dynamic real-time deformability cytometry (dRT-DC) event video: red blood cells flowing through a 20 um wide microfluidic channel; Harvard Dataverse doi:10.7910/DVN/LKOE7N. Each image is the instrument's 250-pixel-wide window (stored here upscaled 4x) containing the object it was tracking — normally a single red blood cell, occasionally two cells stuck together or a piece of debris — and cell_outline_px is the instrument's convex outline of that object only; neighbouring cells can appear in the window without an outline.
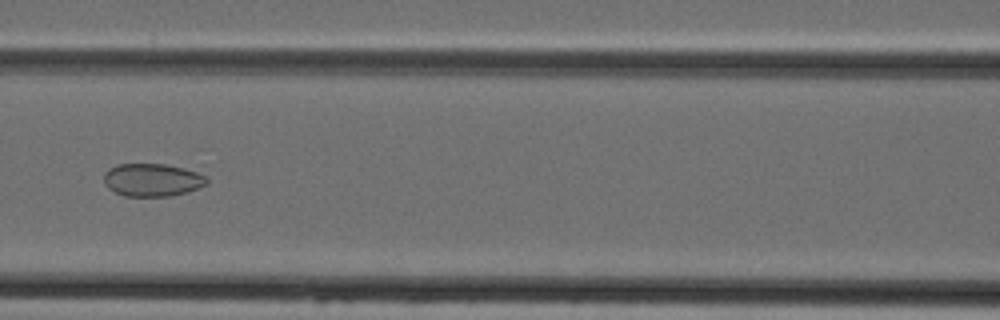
{"species": "Egyptian fruit bat (a non-hibernating species)", "species_latin": "Rousettus aegyptiacus", "temperature_condition": "cold", "stored_images_in_passage": 6, "camera_frame_rate_fps": 3000, "um_per_image_px": 0.085, "animal": {"sex": "female"}, "frame": {"image": 1, "passage_image": 6, "time_ms": 5.667, "image_size_px": [1000, 320], "cell_outline_px": [[208, 184], [200, 188], [188, 192], [168, 196], [124, 196], [108, 188], [104, 184], [104, 172], [108, 168], [116, 164], [164, 164], [184, 168], [208, 176]], "centroid_in_image_um": [12.95, 15.29], "position_along_channel_um": 153.6, "area_um2": 19.94}}